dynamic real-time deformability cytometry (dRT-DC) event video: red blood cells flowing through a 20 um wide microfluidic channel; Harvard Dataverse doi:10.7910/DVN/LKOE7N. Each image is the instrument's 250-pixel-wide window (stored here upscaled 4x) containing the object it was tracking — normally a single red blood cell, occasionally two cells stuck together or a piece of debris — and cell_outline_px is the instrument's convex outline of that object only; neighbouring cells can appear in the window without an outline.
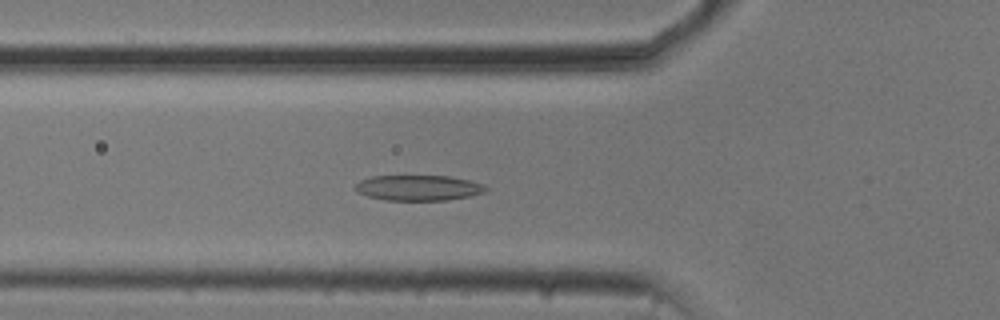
{"species": "common noctule bat (a hibernating species)", "species_latin": "Nyctalus noctula", "temperature_condition": "cold", "stored_images_in_passage": 53, "camera_frame_rate_fps": 3000, "um_per_image_px": 0.085, "animal": {"sex": "male", "body_mass_g": 20.5, "forearm_length_mm": 52.5}, "frame": {"image": 1, "passage_image": 18, "time_ms": 5.667, "image_size_px": [1000, 320], "cell_outline_px": [[488, 188], [484, 192], [468, 196], [448, 200], [384, 200], [368, 196], [352, 188], [360, 180], [372, 176], [448, 176], [468, 180], [484, 184]], "centroid_in_image_um": [35.55, 15.96], "position_along_channel_um": 90.2, "area_um2": 19.25}}
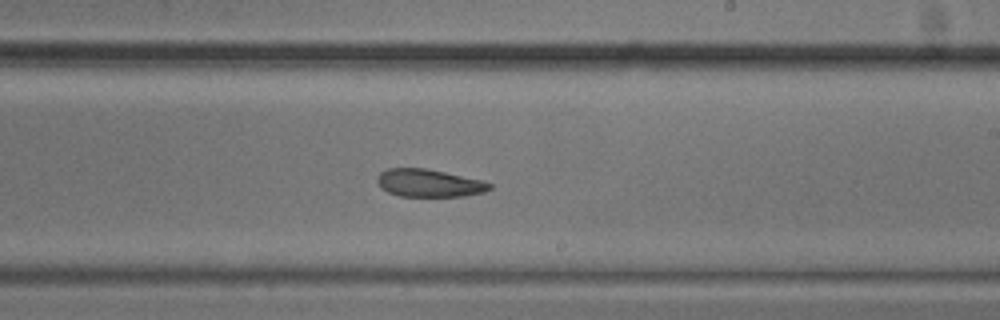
{"frame": {"image": 2, "passage_image": 31, "time_ms": 10.0, "image_size_px": [1000, 320], "cell_outline_px": [[492, 188], [484, 192], [464, 196], [400, 196], [388, 192], [376, 180], [380, 172], [388, 168], [424, 168], [444, 172], [480, 180], [492, 184]], "centroid_in_image_um": [36.47, 15.56], "position_along_channel_um": 252.5, "area_um2": 17.86}}
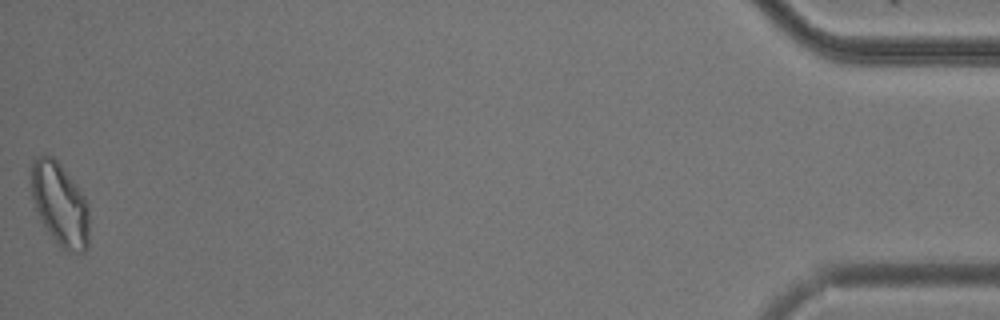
{"frame": {"image": 3, "passage_image": 53, "time_ms": 17.333, "image_size_px": [1000, 320], "cell_outline_px": [[88, 248], [84, 252], [68, 252], [60, 248], [40, 220], [32, 196], [32, 160], [36, 156], [52, 156], [60, 164], [76, 184], [84, 196], [88, 204]], "centroid_in_image_um": [5.11, 17.39], "position_along_channel_um": 430.1, "area_um2": 27.92}, "authors_computed_cell_mechanics": {"area_um2": 20.7502, "velocity_mm_per_s": 3.729, "shape_relaxation_time_tau1_ms": 5.4229, "shape_relaxation_time_tau2_ms": 5.4061, "deformation_change_tau1": 0.1303, "deformation_change_tau2": 0.13}}